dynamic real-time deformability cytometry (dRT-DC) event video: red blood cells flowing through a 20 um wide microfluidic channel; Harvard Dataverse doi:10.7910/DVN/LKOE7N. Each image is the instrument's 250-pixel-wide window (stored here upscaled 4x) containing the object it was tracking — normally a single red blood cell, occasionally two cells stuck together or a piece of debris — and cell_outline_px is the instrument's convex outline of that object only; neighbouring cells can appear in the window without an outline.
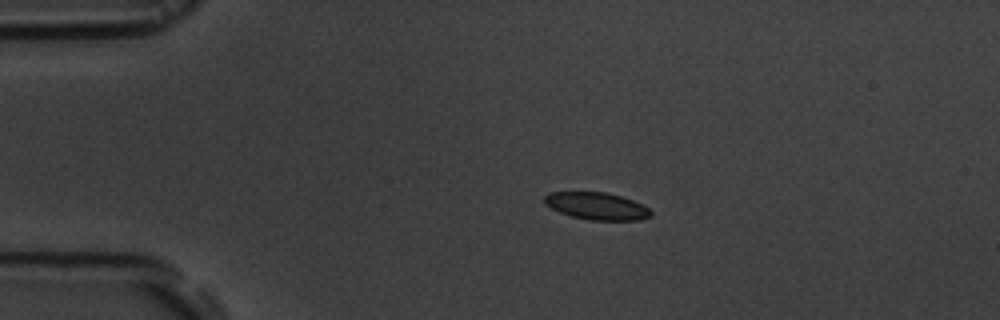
{"species": "common noctule bat (a hibernating species)", "species_latin": "Nyctalus noctula", "temperature_condition": "room temperature", "stored_images_in_passage": 4, "camera_frame_rate_fps": 3000, "um_per_image_px": 0.085, "animal": {"sex": "male", "body_mass_g": 19.5, "forearm_length_mm": 54.6}, "frame": {"image": 1, "passage_image": 3, "time_ms": 3.0, "image_size_px": [1000, 320], "cell_outline_px": [[652, 216], [640, 220], [588, 220], [572, 216], [560, 212], [544, 204], [544, 196], [548, 192], [604, 192], [620, 196], [632, 200], [648, 208], [652, 212]], "centroid_in_image_um": [50.71, 17.52], "position_along_channel_um": 34.3, "area_um2": 16.82}}